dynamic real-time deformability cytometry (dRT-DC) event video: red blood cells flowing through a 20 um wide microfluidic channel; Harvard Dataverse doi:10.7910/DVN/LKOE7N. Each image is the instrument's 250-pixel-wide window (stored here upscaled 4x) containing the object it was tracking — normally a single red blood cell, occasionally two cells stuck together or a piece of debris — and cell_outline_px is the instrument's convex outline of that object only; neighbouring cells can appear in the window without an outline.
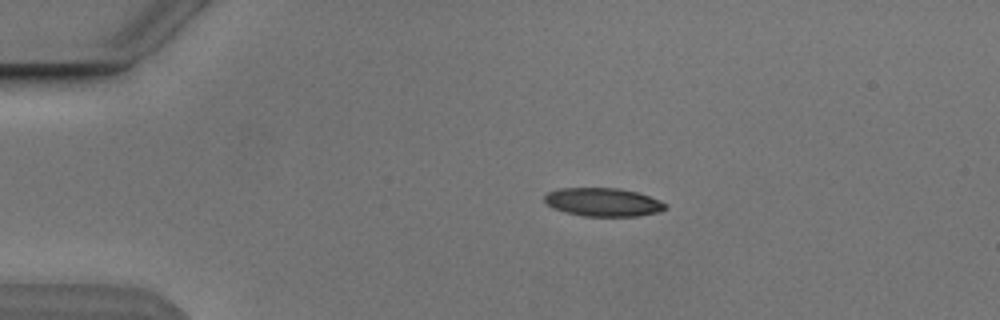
{"species": "Egyptian fruit bat (a non-hibernating species)", "species_latin": "Rousettus aegyptiacus", "temperature_condition": "cold", "stored_images_in_passage": 4, "camera_frame_rate_fps": 3000, "um_per_image_px": 0.085, "animal": {"sex": "male"}, "frame": {"image": 1, "passage_image": 3, "time_ms": 2.333, "image_size_px": [1000, 320], "cell_outline_px": [[668, 208], [660, 212], [636, 216], [584, 216], [564, 212], [552, 208], [544, 200], [544, 196], [548, 192], [560, 188], [620, 188], [636, 192], [660, 200], [668, 204]], "centroid_in_image_um": [51.28, 17.18], "position_along_channel_um": 33.7, "area_um2": 20.11}}